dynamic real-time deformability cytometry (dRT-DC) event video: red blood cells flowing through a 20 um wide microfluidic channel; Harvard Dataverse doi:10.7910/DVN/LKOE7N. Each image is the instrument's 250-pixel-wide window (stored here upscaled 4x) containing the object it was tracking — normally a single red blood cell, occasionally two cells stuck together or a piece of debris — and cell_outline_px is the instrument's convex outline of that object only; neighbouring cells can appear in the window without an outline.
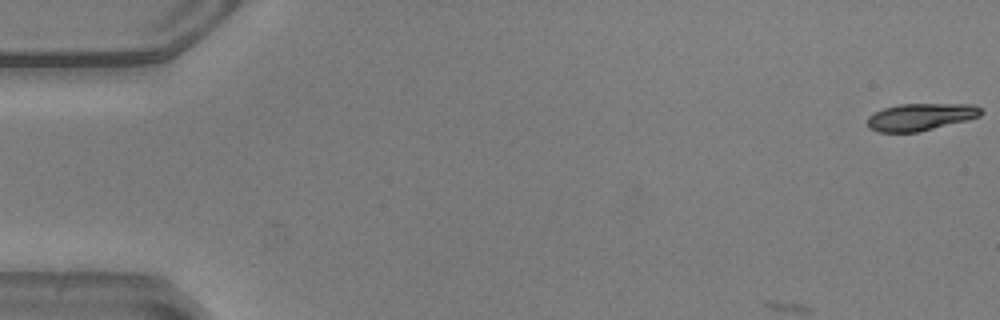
{"species": "common noctule bat (a hibernating species)", "species_latin": "Nyctalus noctula", "temperature_condition": "warm", "stored_images_in_passage": 13, "camera_frame_rate_fps": 3000, "um_per_image_px": 0.085, "animal": {"sex": "male", "body_mass_g": 20.5, "forearm_length_mm": 52.5}, "frame": {"image": 1, "passage_image": 1, "time_ms": 0.0, "image_size_px": [1000, 320], "cell_outline_px": [[984, 112], [980, 116], [968, 120], [916, 132], [880, 132], [868, 128], [868, 116], [884, 108], [900, 104], [972, 104], [980, 108]], "centroid_in_image_um": [78.26, 9.93], "position_along_channel_um": 6.7, "area_um2": 17.86}}
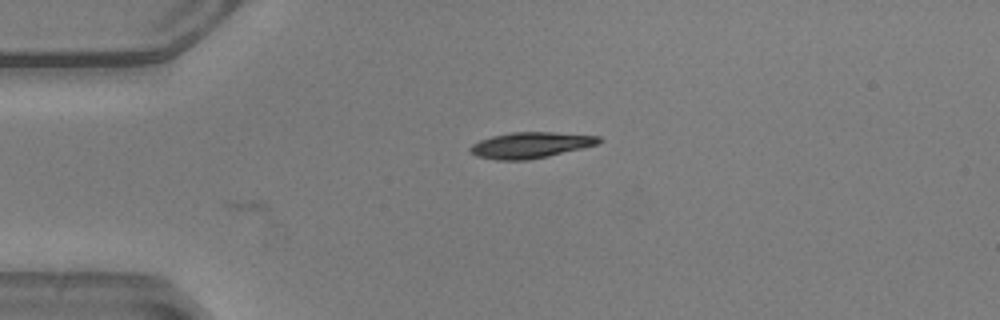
{"frame": {"image": 2, "passage_image": 13, "time_ms": 4.0, "image_size_px": [1000, 320], "cell_outline_px": [[604, 140], [596, 144], [548, 156], [528, 160], [500, 160], [476, 156], [468, 152], [468, 148], [472, 144], [480, 140], [492, 136], [512, 132], [552, 132], [600, 136]], "centroid_in_image_um": [45.05, 12.33], "position_along_channel_um": 39.9, "area_um2": 19.36}}